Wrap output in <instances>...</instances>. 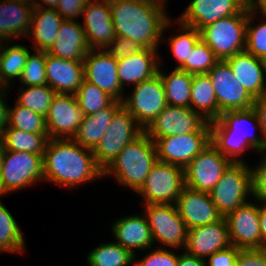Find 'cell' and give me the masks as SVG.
<instances>
[{
	"label": "cell",
	"instance_id": "1",
	"mask_svg": "<svg viewBox=\"0 0 266 266\" xmlns=\"http://www.w3.org/2000/svg\"><path fill=\"white\" fill-rule=\"evenodd\" d=\"M109 3L116 36L159 50L158 45L165 41L163 34L172 24L165 4L154 0H109Z\"/></svg>",
	"mask_w": 266,
	"mask_h": 266
},
{
	"label": "cell",
	"instance_id": "2",
	"mask_svg": "<svg viewBox=\"0 0 266 266\" xmlns=\"http://www.w3.org/2000/svg\"><path fill=\"white\" fill-rule=\"evenodd\" d=\"M43 162V180L64 188L103 178L93 150L81 146L73 138L48 139Z\"/></svg>",
	"mask_w": 266,
	"mask_h": 266
},
{
	"label": "cell",
	"instance_id": "3",
	"mask_svg": "<svg viewBox=\"0 0 266 266\" xmlns=\"http://www.w3.org/2000/svg\"><path fill=\"white\" fill-rule=\"evenodd\" d=\"M209 123L211 144L231 162L245 163L241 155L246 149H252L261 155L266 154V143L262 134L257 135V132L251 130L255 128V131L261 133L259 118L253 107L225 111L218 119ZM250 124L253 128L249 127Z\"/></svg>",
	"mask_w": 266,
	"mask_h": 266
},
{
	"label": "cell",
	"instance_id": "4",
	"mask_svg": "<svg viewBox=\"0 0 266 266\" xmlns=\"http://www.w3.org/2000/svg\"><path fill=\"white\" fill-rule=\"evenodd\" d=\"M157 161L155 142L143 132L124 147L103 171V176H114L119 184L125 185L124 187L132 189L137 194Z\"/></svg>",
	"mask_w": 266,
	"mask_h": 266
},
{
	"label": "cell",
	"instance_id": "5",
	"mask_svg": "<svg viewBox=\"0 0 266 266\" xmlns=\"http://www.w3.org/2000/svg\"><path fill=\"white\" fill-rule=\"evenodd\" d=\"M248 5L239 13L219 19L200 30L201 39L219 60H226L246 47Z\"/></svg>",
	"mask_w": 266,
	"mask_h": 266
},
{
	"label": "cell",
	"instance_id": "6",
	"mask_svg": "<svg viewBox=\"0 0 266 266\" xmlns=\"http://www.w3.org/2000/svg\"><path fill=\"white\" fill-rule=\"evenodd\" d=\"M209 194L223 217L247 203L252 196L251 166L232 162Z\"/></svg>",
	"mask_w": 266,
	"mask_h": 266
},
{
	"label": "cell",
	"instance_id": "7",
	"mask_svg": "<svg viewBox=\"0 0 266 266\" xmlns=\"http://www.w3.org/2000/svg\"><path fill=\"white\" fill-rule=\"evenodd\" d=\"M143 132L144 129L122 105L115 112L102 139L93 149L97 166L104 171L124 147L138 138Z\"/></svg>",
	"mask_w": 266,
	"mask_h": 266
},
{
	"label": "cell",
	"instance_id": "8",
	"mask_svg": "<svg viewBox=\"0 0 266 266\" xmlns=\"http://www.w3.org/2000/svg\"><path fill=\"white\" fill-rule=\"evenodd\" d=\"M43 155L3 150L0 169L3 189L6 194L43 181Z\"/></svg>",
	"mask_w": 266,
	"mask_h": 266
},
{
	"label": "cell",
	"instance_id": "9",
	"mask_svg": "<svg viewBox=\"0 0 266 266\" xmlns=\"http://www.w3.org/2000/svg\"><path fill=\"white\" fill-rule=\"evenodd\" d=\"M185 187L184 168L157 161L137 191L144 204H175Z\"/></svg>",
	"mask_w": 266,
	"mask_h": 266
},
{
	"label": "cell",
	"instance_id": "10",
	"mask_svg": "<svg viewBox=\"0 0 266 266\" xmlns=\"http://www.w3.org/2000/svg\"><path fill=\"white\" fill-rule=\"evenodd\" d=\"M144 210L153 243L165 245L163 248H185L188 229L175 204H144Z\"/></svg>",
	"mask_w": 266,
	"mask_h": 266
},
{
	"label": "cell",
	"instance_id": "11",
	"mask_svg": "<svg viewBox=\"0 0 266 266\" xmlns=\"http://www.w3.org/2000/svg\"><path fill=\"white\" fill-rule=\"evenodd\" d=\"M144 132L155 142L166 136L210 133V123L190 107L167 105Z\"/></svg>",
	"mask_w": 266,
	"mask_h": 266
},
{
	"label": "cell",
	"instance_id": "12",
	"mask_svg": "<svg viewBox=\"0 0 266 266\" xmlns=\"http://www.w3.org/2000/svg\"><path fill=\"white\" fill-rule=\"evenodd\" d=\"M130 96L123 100V106L145 130L167 106L165 88L160 74L134 86Z\"/></svg>",
	"mask_w": 266,
	"mask_h": 266
},
{
	"label": "cell",
	"instance_id": "13",
	"mask_svg": "<svg viewBox=\"0 0 266 266\" xmlns=\"http://www.w3.org/2000/svg\"><path fill=\"white\" fill-rule=\"evenodd\" d=\"M231 163L210 143L184 168L185 186L210 193Z\"/></svg>",
	"mask_w": 266,
	"mask_h": 266
},
{
	"label": "cell",
	"instance_id": "14",
	"mask_svg": "<svg viewBox=\"0 0 266 266\" xmlns=\"http://www.w3.org/2000/svg\"><path fill=\"white\" fill-rule=\"evenodd\" d=\"M207 74L216 94L219 116L225 111L253 107L255 99L236 79L225 61L219 60Z\"/></svg>",
	"mask_w": 266,
	"mask_h": 266
},
{
	"label": "cell",
	"instance_id": "15",
	"mask_svg": "<svg viewBox=\"0 0 266 266\" xmlns=\"http://www.w3.org/2000/svg\"><path fill=\"white\" fill-rule=\"evenodd\" d=\"M84 116L75 95L56 93L45 117L48 138H73Z\"/></svg>",
	"mask_w": 266,
	"mask_h": 266
},
{
	"label": "cell",
	"instance_id": "16",
	"mask_svg": "<svg viewBox=\"0 0 266 266\" xmlns=\"http://www.w3.org/2000/svg\"><path fill=\"white\" fill-rule=\"evenodd\" d=\"M210 143V133L166 136L155 141L158 161L182 168H185Z\"/></svg>",
	"mask_w": 266,
	"mask_h": 266
},
{
	"label": "cell",
	"instance_id": "17",
	"mask_svg": "<svg viewBox=\"0 0 266 266\" xmlns=\"http://www.w3.org/2000/svg\"><path fill=\"white\" fill-rule=\"evenodd\" d=\"M85 80L123 102L124 91L118 79L117 60L105 49H91L84 59Z\"/></svg>",
	"mask_w": 266,
	"mask_h": 266
},
{
	"label": "cell",
	"instance_id": "18",
	"mask_svg": "<svg viewBox=\"0 0 266 266\" xmlns=\"http://www.w3.org/2000/svg\"><path fill=\"white\" fill-rule=\"evenodd\" d=\"M253 201L228 213L226 219L231 245L241 249H260V205Z\"/></svg>",
	"mask_w": 266,
	"mask_h": 266
},
{
	"label": "cell",
	"instance_id": "19",
	"mask_svg": "<svg viewBox=\"0 0 266 266\" xmlns=\"http://www.w3.org/2000/svg\"><path fill=\"white\" fill-rule=\"evenodd\" d=\"M249 0H192L176 21L200 31L205 26L241 12Z\"/></svg>",
	"mask_w": 266,
	"mask_h": 266
},
{
	"label": "cell",
	"instance_id": "20",
	"mask_svg": "<svg viewBox=\"0 0 266 266\" xmlns=\"http://www.w3.org/2000/svg\"><path fill=\"white\" fill-rule=\"evenodd\" d=\"M82 17V27L91 49L104 50L116 38L109 0H90Z\"/></svg>",
	"mask_w": 266,
	"mask_h": 266
},
{
	"label": "cell",
	"instance_id": "21",
	"mask_svg": "<svg viewBox=\"0 0 266 266\" xmlns=\"http://www.w3.org/2000/svg\"><path fill=\"white\" fill-rule=\"evenodd\" d=\"M175 205L187 229L211 224L223 217L208 192L192 190L186 186Z\"/></svg>",
	"mask_w": 266,
	"mask_h": 266
},
{
	"label": "cell",
	"instance_id": "22",
	"mask_svg": "<svg viewBox=\"0 0 266 266\" xmlns=\"http://www.w3.org/2000/svg\"><path fill=\"white\" fill-rule=\"evenodd\" d=\"M231 246L226 219L188 229L185 252L206 260L211 254Z\"/></svg>",
	"mask_w": 266,
	"mask_h": 266
},
{
	"label": "cell",
	"instance_id": "23",
	"mask_svg": "<svg viewBox=\"0 0 266 266\" xmlns=\"http://www.w3.org/2000/svg\"><path fill=\"white\" fill-rule=\"evenodd\" d=\"M47 85L58 94L75 95L85 79L84 61L66 60L46 52Z\"/></svg>",
	"mask_w": 266,
	"mask_h": 266
},
{
	"label": "cell",
	"instance_id": "24",
	"mask_svg": "<svg viewBox=\"0 0 266 266\" xmlns=\"http://www.w3.org/2000/svg\"><path fill=\"white\" fill-rule=\"evenodd\" d=\"M224 61L254 99L266 92V60L257 58L244 50Z\"/></svg>",
	"mask_w": 266,
	"mask_h": 266
},
{
	"label": "cell",
	"instance_id": "25",
	"mask_svg": "<svg viewBox=\"0 0 266 266\" xmlns=\"http://www.w3.org/2000/svg\"><path fill=\"white\" fill-rule=\"evenodd\" d=\"M144 214L121 217L114 221L111 227L115 242L128 249L133 255L137 250L146 251L153 248L150 227Z\"/></svg>",
	"mask_w": 266,
	"mask_h": 266
},
{
	"label": "cell",
	"instance_id": "26",
	"mask_svg": "<svg viewBox=\"0 0 266 266\" xmlns=\"http://www.w3.org/2000/svg\"><path fill=\"white\" fill-rule=\"evenodd\" d=\"M160 60L158 50L150 48H144L127 58L117 60V73L121 87L124 89L127 84L135 86L156 75L161 65Z\"/></svg>",
	"mask_w": 266,
	"mask_h": 266
},
{
	"label": "cell",
	"instance_id": "27",
	"mask_svg": "<svg viewBox=\"0 0 266 266\" xmlns=\"http://www.w3.org/2000/svg\"><path fill=\"white\" fill-rule=\"evenodd\" d=\"M90 50L81 22L64 20L47 53L66 60L84 61Z\"/></svg>",
	"mask_w": 266,
	"mask_h": 266
},
{
	"label": "cell",
	"instance_id": "28",
	"mask_svg": "<svg viewBox=\"0 0 266 266\" xmlns=\"http://www.w3.org/2000/svg\"><path fill=\"white\" fill-rule=\"evenodd\" d=\"M33 9L34 6L0 0V42L7 44L21 36L28 37Z\"/></svg>",
	"mask_w": 266,
	"mask_h": 266
},
{
	"label": "cell",
	"instance_id": "29",
	"mask_svg": "<svg viewBox=\"0 0 266 266\" xmlns=\"http://www.w3.org/2000/svg\"><path fill=\"white\" fill-rule=\"evenodd\" d=\"M63 17L50 8L34 7L28 36L33 39L34 51H48L57 38Z\"/></svg>",
	"mask_w": 266,
	"mask_h": 266
},
{
	"label": "cell",
	"instance_id": "30",
	"mask_svg": "<svg viewBox=\"0 0 266 266\" xmlns=\"http://www.w3.org/2000/svg\"><path fill=\"white\" fill-rule=\"evenodd\" d=\"M123 105V102L114 100L105 109L95 114L84 116L78 131L73 139L81 146L94 149L102 139L115 112Z\"/></svg>",
	"mask_w": 266,
	"mask_h": 266
},
{
	"label": "cell",
	"instance_id": "31",
	"mask_svg": "<svg viewBox=\"0 0 266 266\" xmlns=\"http://www.w3.org/2000/svg\"><path fill=\"white\" fill-rule=\"evenodd\" d=\"M190 108L208 122L219 118L216 94L208 74L193 75Z\"/></svg>",
	"mask_w": 266,
	"mask_h": 266
},
{
	"label": "cell",
	"instance_id": "32",
	"mask_svg": "<svg viewBox=\"0 0 266 266\" xmlns=\"http://www.w3.org/2000/svg\"><path fill=\"white\" fill-rule=\"evenodd\" d=\"M161 68L159 66L158 73L164 84L167 105L190 107L193 75L178 68L167 74Z\"/></svg>",
	"mask_w": 266,
	"mask_h": 266
},
{
	"label": "cell",
	"instance_id": "33",
	"mask_svg": "<svg viewBox=\"0 0 266 266\" xmlns=\"http://www.w3.org/2000/svg\"><path fill=\"white\" fill-rule=\"evenodd\" d=\"M6 46L0 42V83L9 88L14 79H20L30 51L18 43Z\"/></svg>",
	"mask_w": 266,
	"mask_h": 266
},
{
	"label": "cell",
	"instance_id": "34",
	"mask_svg": "<svg viewBox=\"0 0 266 266\" xmlns=\"http://www.w3.org/2000/svg\"><path fill=\"white\" fill-rule=\"evenodd\" d=\"M48 139V134L27 133L7 125L1 142L4 150L44 154Z\"/></svg>",
	"mask_w": 266,
	"mask_h": 266
},
{
	"label": "cell",
	"instance_id": "35",
	"mask_svg": "<svg viewBox=\"0 0 266 266\" xmlns=\"http://www.w3.org/2000/svg\"><path fill=\"white\" fill-rule=\"evenodd\" d=\"M86 257L89 266H129L134 263V255L114 241L98 245Z\"/></svg>",
	"mask_w": 266,
	"mask_h": 266
},
{
	"label": "cell",
	"instance_id": "36",
	"mask_svg": "<svg viewBox=\"0 0 266 266\" xmlns=\"http://www.w3.org/2000/svg\"><path fill=\"white\" fill-rule=\"evenodd\" d=\"M9 210L0 201V253H24L23 232Z\"/></svg>",
	"mask_w": 266,
	"mask_h": 266
},
{
	"label": "cell",
	"instance_id": "37",
	"mask_svg": "<svg viewBox=\"0 0 266 266\" xmlns=\"http://www.w3.org/2000/svg\"><path fill=\"white\" fill-rule=\"evenodd\" d=\"M19 89L16 103L46 117L56 92L48 85L25 86V89Z\"/></svg>",
	"mask_w": 266,
	"mask_h": 266
},
{
	"label": "cell",
	"instance_id": "38",
	"mask_svg": "<svg viewBox=\"0 0 266 266\" xmlns=\"http://www.w3.org/2000/svg\"><path fill=\"white\" fill-rule=\"evenodd\" d=\"M7 125L27 133L47 134L45 117L16 102L13 108L8 106Z\"/></svg>",
	"mask_w": 266,
	"mask_h": 266
},
{
	"label": "cell",
	"instance_id": "39",
	"mask_svg": "<svg viewBox=\"0 0 266 266\" xmlns=\"http://www.w3.org/2000/svg\"><path fill=\"white\" fill-rule=\"evenodd\" d=\"M75 97L85 116L95 114L108 107L114 99L96 85L86 81L81 83Z\"/></svg>",
	"mask_w": 266,
	"mask_h": 266
},
{
	"label": "cell",
	"instance_id": "40",
	"mask_svg": "<svg viewBox=\"0 0 266 266\" xmlns=\"http://www.w3.org/2000/svg\"><path fill=\"white\" fill-rule=\"evenodd\" d=\"M180 29L178 34L171 36L168 46L179 63L175 68H179L188 58L196 43L201 39L200 31L191 26H186L178 22ZM182 30V31H181Z\"/></svg>",
	"mask_w": 266,
	"mask_h": 266
},
{
	"label": "cell",
	"instance_id": "41",
	"mask_svg": "<svg viewBox=\"0 0 266 266\" xmlns=\"http://www.w3.org/2000/svg\"><path fill=\"white\" fill-rule=\"evenodd\" d=\"M219 61L209 46L200 39L190 52L189 58L178 68L189 74H207Z\"/></svg>",
	"mask_w": 266,
	"mask_h": 266
},
{
	"label": "cell",
	"instance_id": "42",
	"mask_svg": "<svg viewBox=\"0 0 266 266\" xmlns=\"http://www.w3.org/2000/svg\"><path fill=\"white\" fill-rule=\"evenodd\" d=\"M256 13L248 4V19L246 25V47L245 50L257 58L266 60V18L264 22L254 24ZM253 24V25H252Z\"/></svg>",
	"mask_w": 266,
	"mask_h": 266
},
{
	"label": "cell",
	"instance_id": "43",
	"mask_svg": "<svg viewBox=\"0 0 266 266\" xmlns=\"http://www.w3.org/2000/svg\"><path fill=\"white\" fill-rule=\"evenodd\" d=\"M46 51L29 53L24 69L22 70L20 81L23 86L47 85L46 71Z\"/></svg>",
	"mask_w": 266,
	"mask_h": 266
},
{
	"label": "cell",
	"instance_id": "44",
	"mask_svg": "<svg viewBox=\"0 0 266 266\" xmlns=\"http://www.w3.org/2000/svg\"><path fill=\"white\" fill-rule=\"evenodd\" d=\"M145 255L139 261L136 259L137 254L134 255V266H177L178 255L171 251V248H156ZM137 260V261H136ZM137 262V263H136Z\"/></svg>",
	"mask_w": 266,
	"mask_h": 266
},
{
	"label": "cell",
	"instance_id": "45",
	"mask_svg": "<svg viewBox=\"0 0 266 266\" xmlns=\"http://www.w3.org/2000/svg\"><path fill=\"white\" fill-rule=\"evenodd\" d=\"M143 49L144 47L138 42L123 36H116V38L105 48L115 60L127 58Z\"/></svg>",
	"mask_w": 266,
	"mask_h": 266
},
{
	"label": "cell",
	"instance_id": "46",
	"mask_svg": "<svg viewBox=\"0 0 266 266\" xmlns=\"http://www.w3.org/2000/svg\"><path fill=\"white\" fill-rule=\"evenodd\" d=\"M263 158L259 164L252 167V198L256 202L266 204V154H262Z\"/></svg>",
	"mask_w": 266,
	"mask_h": 266
},
{
	"label": "cell",
	"instance_id": "47",
	"mask_svg": "<svg viewBox=\"0 0 266 266\" xmlns=\"http://www.w3.org/2000/svg\"><path fill=\"white\" fill-rule=\"evenodd\" d=\"M241 249L231 245L225 249L211 254L206 262V266H235L236 259Z\"/></svg>",
	"mask_w": 266,
	"mask_h": 266
},
{
	"label": "cell",
	"instance_id": "48",
	"mask_svg": "<svg viewBox=\"0 0 266 266\" xmlns=\"http://www.w3.org/2000/svg\"><path fill=\"white\" fill-rule=\"evenodd\" d=\"M89 1L90 0H60L55 10L64 20H77L76 18H81L83 9Z\"/></svg>",
	"mask_w": 266,
	"mask_h": 266
},
{
	"label": "cell",
	"instance_id": "49",
	"mask_svg": "<svg viewBox=\"0 0 266 266\" xmlns=\"http://www.w3.org/2000/svg\"><path fill=\"white\" fill-rule=\"evenodd\" d=\"M235 266H266V250H240Z\"/></svg>",
	"mask_w": 266,
	"mask_h": 266
},
{
	"label": "cell",
	"instance_id": "50",
	"mask_svg": "<svg viewBox=\"0 0 266 266\" xmlns=\"http://www.w3.org/2000/svg\"><path fill=\"white\" fill-rule=\"evenodd\" d=\"M253 108L255 109L258 115L261 127V134L266 143V92H264L258 98H255Z\"/></svg>",
	"mask_w": 266,
	"mask_h": 266
},
{
	"label": "cell",
	"instance_id": "51",
	"mask_svg": "<svg viewBox=\"0 0 266 266\" xmlns=\"http://www.w3.org/2000/svg\"><path fill=\"white\" fill-rule=\"evenodd\" d=\"M6 89V87H0V139L7 126L8 105L5 100L8 93Z\"/></svg>",
	"mask_w": 266,
	"mask_h": 266
},
{
	"label": "cell",
	"instance_id": "52",
	"mask_svg": "<svg viewBox=\"0 0 266 266\" xmlns=\"http://www.w3.org/2000/svg\"><path fill=\"white\" fill-rule=\"evenodd\" d=\"M182 253L183 254H178L177 266H206L204 259L189 255L185 251H182Z\"/></svg>",
	"mask_w": 266,
	"mask_h": 266
},
{
	"label": "cell",
	"instance_id": "53",
	"mask_svg": "<svg viewBox=\"0 0 266 266\" xmlns=\"http://www.w3.org/2000/svg\"><path fill=\"white\" fill-rule=\"evenodd\" d=\"M259 225H260V249L266 250V204L260 205Z\"/></svg>",
	"mask_w": 266,
	"mask_h": 266
},
{
	"label": "cell",
	"instance_id": "54",
	"mask_svg": "<svg viewBox=\"0 0 266 266\" xmlns=\"http://www.w3.org/2000/svg\"><path fill=\"white\" fill-rule=\"evenodd\" d=\"M249 6L256 14L266 18V0H249Z\"/></svg>",
	"mask_w": 266,
	"mask_h": 266
},
{
	"label": "cell",
	"instance_id": "55",
	"mask_svg": "<svg viewBox=\"0 0 266 266\" xmlns=\"http://www.w3.org/2000/svg\"><path fill=\"white\" fill-rule=\"evenodd\" d=\"M59 2L60 0H35V7L56 9Z\"/></svg>",
	"mask_w": 266,
	"mask_h": 266
},
{
	"label": "cell",
	"instance_id": "56",
	"mask_svg": "<svg viewBox=\"0 0 266 266\" xmlns=\"http://www.w3.org/2000/svg\"><path fill=\"white\" fill-rule=\"evenodd\" d=\"M8 1L18 2V3H22V4H25V5H29V6H34L35 7V0H8Z\"/></svg>",
	"mask_w": 266,
	"mask_h": 266
},
{
	"label": "cell",
	"instance_id": "57",
	"mask_svg": "<svg viewBox=\"0 0 266 266\" xmlns=\"http://www.w3.org/2000/svg\"><path fill=\"white\" fill-rule=\"evenodd\" d=\"M6 195L4 189H3V184H2V179H1V169H0V197Z\"/></svg>",
	"mask_w": 266,
	"mask_h": 266
},
{
	"label": "cell",
	"instance_id": "58",
	"mask_svg": "<svg viewBox=\"0 0 266 266\" xmlns=\"http://www.w3.org/2000/svg\"><path fill=\"white\" fill-rule=\"evenodd\" d=\"M3 150L4 149H3L2 142H1V139H0V161H1Z\"/></svg>",
	"mask_w": 266,
	"mask_h": 266
},
{
	"label": "cell",
	"instance_id": "59",
	"mask_svg": "<svg viewBox=\"0 0 266 266\" xmlns=\"http://www.w3.org/2000/svg\"><path fill=\"white\" fill-rule=\"evenodd\" d=\"M154 1L160 2V3L165 4V5H166V3H167L166 0H154Z\"/></svg>",
	"mask_w": 266,
	"mask_h": 266
}]
</instances>
